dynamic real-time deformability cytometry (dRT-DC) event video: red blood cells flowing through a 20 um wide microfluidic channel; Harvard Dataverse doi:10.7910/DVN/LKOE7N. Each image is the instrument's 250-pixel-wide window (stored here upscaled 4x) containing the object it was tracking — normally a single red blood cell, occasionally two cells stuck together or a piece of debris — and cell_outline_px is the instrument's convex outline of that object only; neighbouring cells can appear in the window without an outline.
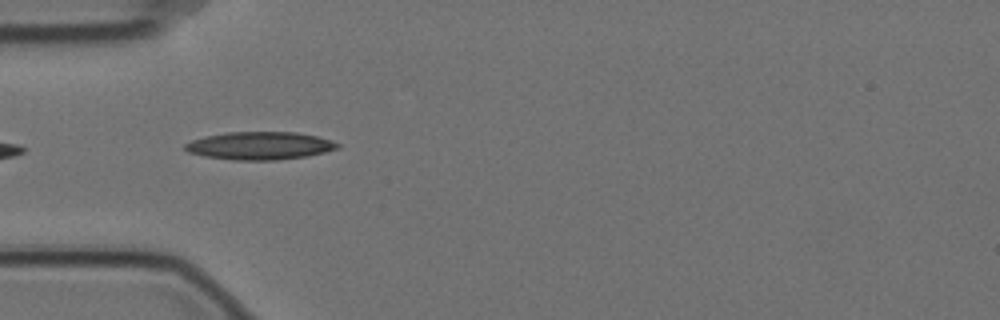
{"species": "Egyptian fruit bat (a non-hibernating species)", "species_latin": "Rousettus aegyptiacus", "temperature_condition": "cold", "stored_images_in_passage": 43, "camera_frame_rate_fps": 3000, "um_per_image_px": 0.085, "animal": {"sex": "female"}, "frame": {"image": 1, "passage_image": 3, "time_ms": 0.667, "image_size_px": [1000, 320], "cell_outline_px": [[340, 148], [324, 152], [304, 156], [276, 160], [232, 160], [204, 156], [188, 152], [184, 148], [184, 144], [192, 140], [204, 136], [228, 132], [296, 132], [316, 136], [340, 144]], "centroid_in_image_um": [22.04, 12.38], "position_along_channel_um": 63.0, "area_um2": 24.62}}
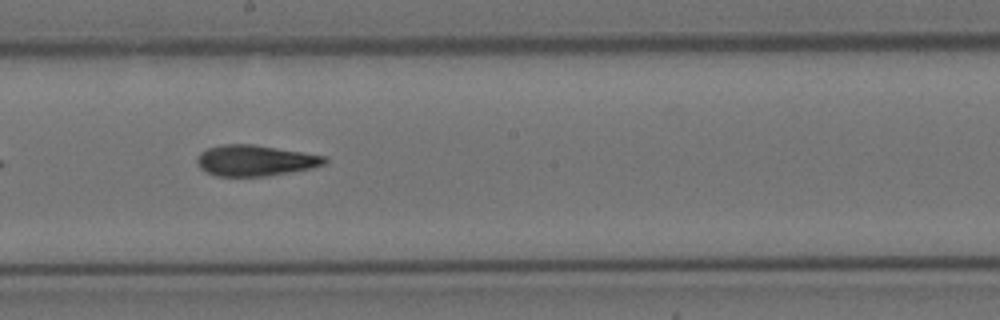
{"frame": {"image": 2, "passage_image": 17, "time_ms": 5.333, "image_size_px": [1000, 320], "cell_outline_px": [[328, 164], [312, 168], [268, 176], [216, 176], [200, 168], [196, 160], [200, 152], [208, 148], [224, 144], [252, 144], [328, 156]], "centroid_in_image_um": [21.74, 13.64], "position_along_channel_um": 226.5, "area_um2": 23.06}}
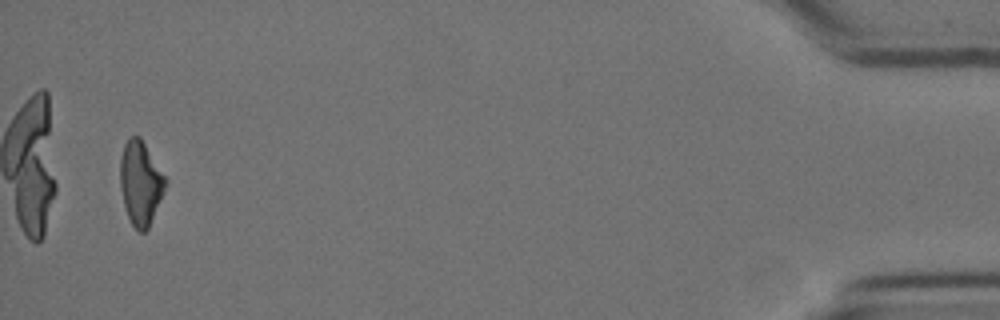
{"frame": {"image": 3, "passage_image": 41, "time_ms": 13.333, "image_size_px": [1000, 320], "cell_outline_px": [[168, 180], [164, 192], [148, 228], [144, 232], [140, 232], [132, 224], [128, 216], [124, 204], [120, 184], [120, 156], [124, 144], [132, 136], [140, 136]], "centroid_in_image_um": [11.95, 15.53], "position_along_channel_um": 423.2, "area_um2": 21.96}, "authors_computed_cell_mechanics": {"area_um2": 22.7732, "velocity_mm_per_s": 3.5205, "shape_relaxation_time_tau1_ms": 5.9692, "shape_relaxation_time_tau2_ms": 5.1481, "deformation_change_tau1": 0.2032, "deformation_change_tau2": 0.1514}}